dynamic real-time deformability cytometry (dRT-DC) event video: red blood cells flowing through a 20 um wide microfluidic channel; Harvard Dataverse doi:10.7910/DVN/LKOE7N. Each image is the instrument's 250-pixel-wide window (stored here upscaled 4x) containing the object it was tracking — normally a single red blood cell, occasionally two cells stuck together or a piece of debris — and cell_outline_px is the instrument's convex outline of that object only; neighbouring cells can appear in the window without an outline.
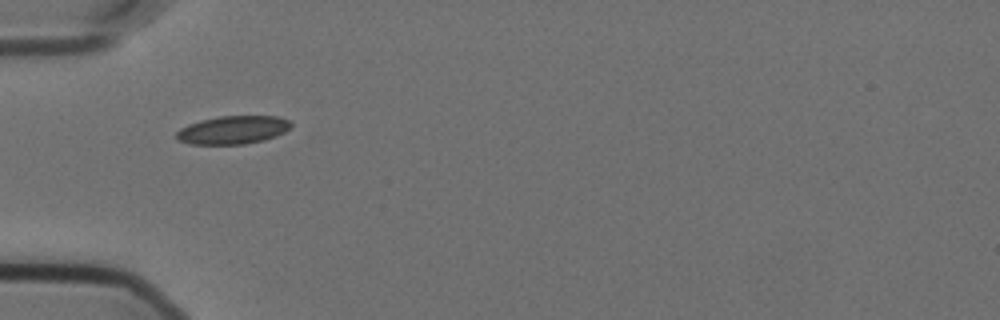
{"species": "Egyptian fruit bat (a non-hibernating species)", "species_latin": "Rousettus aegyptiacus", "temperature_condition": "cold", "stored_images_in_passage": 39, "camera_frame_rate_fps": 3000, "um_per_image_px": 0.085, "animal": {"sex": "female"}, "frame": {"image": 1, "passage_image": 1, "time_ms": 0.0, "image_size_px": [1000, 320], "cell_outline_px": [[292, 124], [284, 132], [276, 136], [264, 140], [244, 144], [188, 144], [176, 140], [176, 132], [180, 128], [188, 124], [200, 120], [220, 116], [276, 116], [292, 120]], "centroid_in_image_um": [19.78, 11.04], "position_along_channel_um": 65.2, "area_um2": 18.96}}
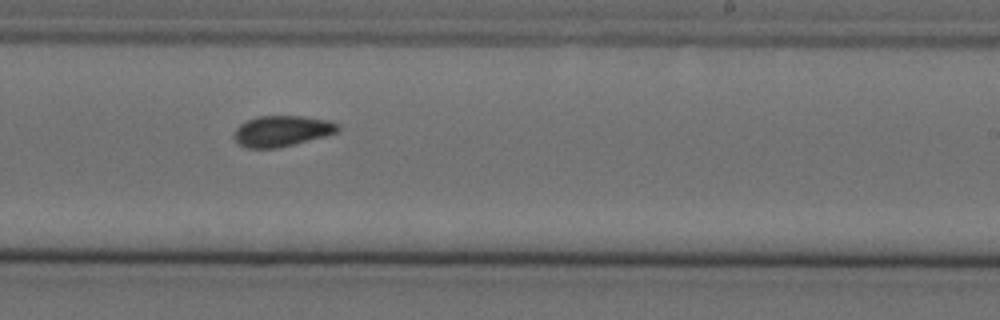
{"frame": {"image": 2, "passage_image": 18, "time_ms": 5.667, "image_size_px": [1000, 320], "cell_outline_px": [[340, 128], [336, 132], [324, 136], [276, 148], [248, 148], [240, 144], [232, 136], [236, 128], [240, 124], [248, 120], [260, 116], [300, 116], [328, 120], [340, 124]], "centroid_in_image_um": [23.95, 11.13], "position_along_channel_um": 265.1, "area_um2": 18.38}}
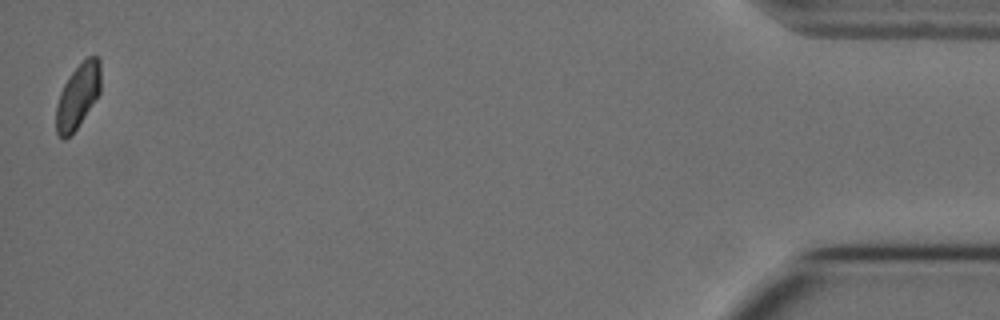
{"frame": {"image": 3, "passage_image": 39, "time_ms": 12.667, "image_size_px": [1000, 320], "cell_outline_px": [[100, 92], [76, 128], [64, 140], [56, 132], [56, 104], [60, 92], [64, 84], [72, 72], [88, 56], [96, 56], [100, 60]], "centroid_in_image_um": [6.6, 8.15], "position_along_channel_um": 428.6, "area_um2": 16.36}, "authors_computed_cell_mechanics": {"area_um2": 18.207, "velocity_mm_per_s": 3.5527, "shape_relaxation_time_tau1_ms": null, "shape_relaxation_time_tau2_ms": 4.9949, "deformation_change_tau1": null, "deformation_change_tau2": 0.0676}}